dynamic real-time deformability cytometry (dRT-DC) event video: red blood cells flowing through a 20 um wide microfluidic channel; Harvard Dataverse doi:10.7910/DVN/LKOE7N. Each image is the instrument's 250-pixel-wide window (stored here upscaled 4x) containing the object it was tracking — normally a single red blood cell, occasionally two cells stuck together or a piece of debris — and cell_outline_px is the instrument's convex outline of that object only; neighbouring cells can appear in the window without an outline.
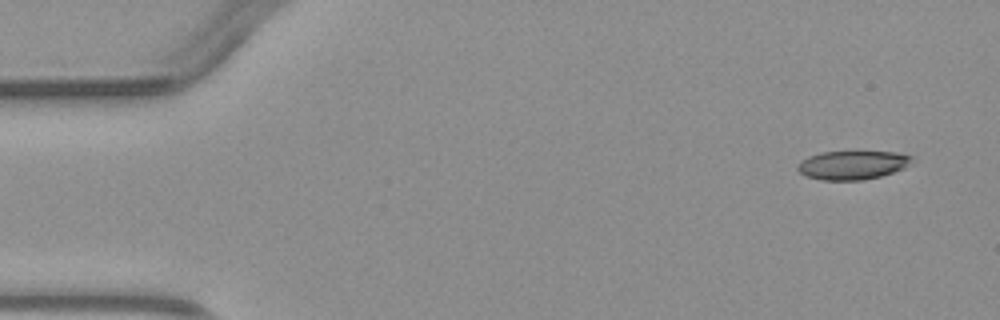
{"species": "common noctule bat (a hibernating species)", "species_latin": "Nyctalus noctula", "temperature_condition": "warm", "stored_images_in_passage": 4, "camera_frame_rate_fps": 3000, "um_per_image_px": 0.085, "animal": {"sex": "male", "body_mass_g": 23.1, "forearm_length_mm": 52.7}, "frame": {"image": 1, "passage_image": 1, "time_ms": 0.0, "image_size_px": [1000, 320], "cell_outline_px": [[912, 156], [908, 164], [904, 168], [880, 176], [864, 180], [820, 180], [808, 176], [800, 172], [796, 168], [800, 160], [808, 156], [820, 152], [856, 148], [896, 152]], "centroid_in_image_um": [72.43, 13.96], "position_along_channel_um": 12.6, "area_um2": 20.06}}
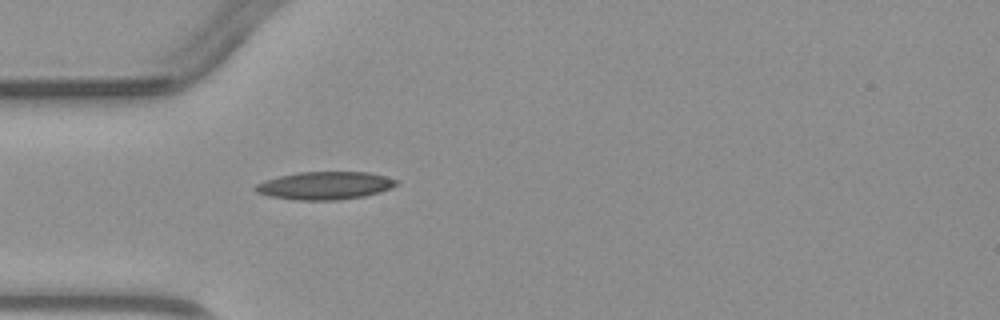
{"frame": {"image": 2, "passage_image": 4, "time_ms": 3.667, "image_size_px": [1000, 320], "cell_outline_px": [[400, 184], [392, 188], [380, 192], [364, 196], [340, 200], [296, 200], [268, 196], [256, 192], [256, 184], [264, 180], [280, 176], [300, 172], [368, 172], [384, 176], [396, 180]], "centroid_in_image_um": [27.64, 15.78], "position_along_channel_um": 57.4, "area_um2": 22.89}}